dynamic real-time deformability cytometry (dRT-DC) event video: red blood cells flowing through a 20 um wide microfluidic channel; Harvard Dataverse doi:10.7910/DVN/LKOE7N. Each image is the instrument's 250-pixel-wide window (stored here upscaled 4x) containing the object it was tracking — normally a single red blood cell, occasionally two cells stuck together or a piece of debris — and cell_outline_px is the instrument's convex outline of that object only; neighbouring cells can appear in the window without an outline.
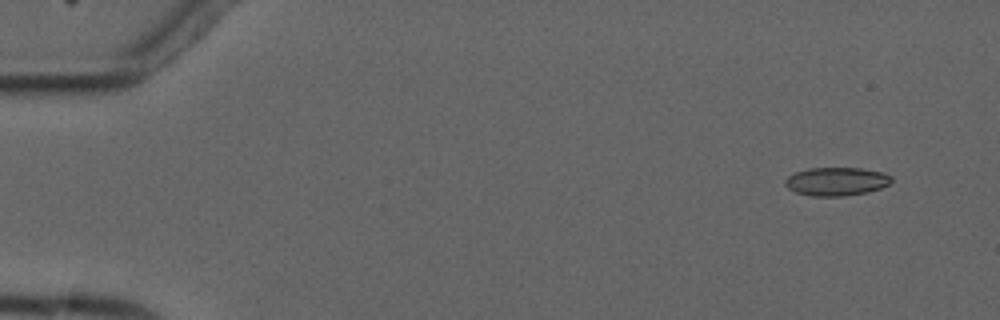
{"species": "common noctule bat (a hibernating species)", "species_latin": "Nyctalus noctula", "temperature_condition": "cold", "stored_images_in_passage": 7, "camera_frame_rate_fps": 3000, "um_per_image_px": 0.085, "animal": {"sex": "male", "forearm_length_mm": 52.5}, "frame": {"image": 1, "passage_image": 1, "time_ms": 0.0, "image_size_px": [1000, 320], "cell_outline_px": [[892, 180], [888, 184], [880, 188], [868, 192], [844, 196], [812, 196], [796, 192], [788, 188], [784, 184], [784, 180], [788, 176], [796, 172], [808, 168], [860, 168], [884, 172], [892, 176]], "centroid_in_image_um": [71.1, 15.42], "position_along_channel_um": 13.9, "area_um2": 17.63}}
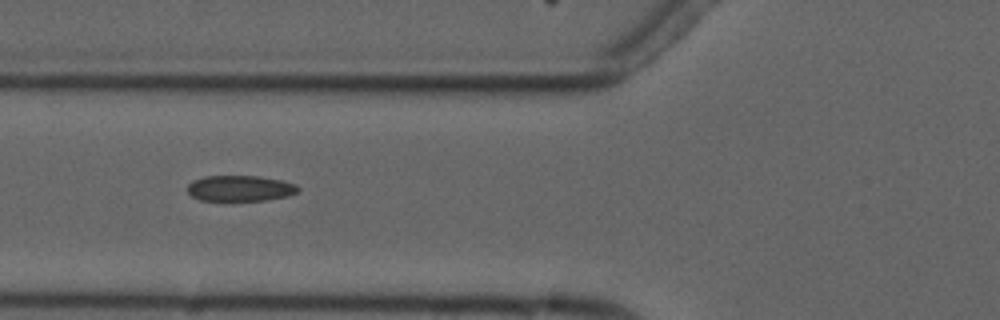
{"frame": {"image": 2, "passage_image": 6, "time_ms": 5.667, "image_size_px": [1000, 320], "cell_outline_px": [[300, 188], [296, 192], [288, 196], [264, 200], [200, 200], [192, 196], [188, 192], [188, 184], [192, 180], [204, 176], [260, 176], [280, 180], [296, 184]], "centroid_in_image_um": [20.39, 16.0], "position_along_channel_um": 105.4, "area_um2": 16.53}}
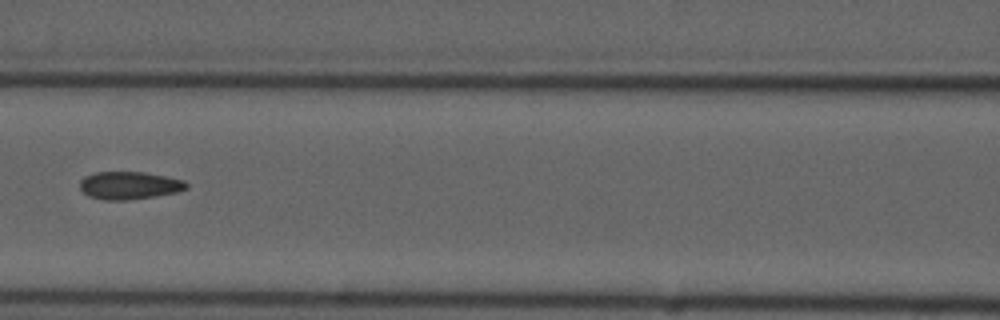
{"frame": {"image": 3, "passage_image": 7, "time_ms": 7.0, "image_size_px": [1000, 320], "cell_outline_px": [[188, 188], [176, 192], [128, 200], [104, 200], [88, 196], [80, 188], [80, 180], [84, 176], [96, 172], [144, 172], [184, 180], [188, 184]], "centroid_in_image_um": [10.96, 15.75], "position_along_channel_um": 155.6, "area_um2": 17.11}}